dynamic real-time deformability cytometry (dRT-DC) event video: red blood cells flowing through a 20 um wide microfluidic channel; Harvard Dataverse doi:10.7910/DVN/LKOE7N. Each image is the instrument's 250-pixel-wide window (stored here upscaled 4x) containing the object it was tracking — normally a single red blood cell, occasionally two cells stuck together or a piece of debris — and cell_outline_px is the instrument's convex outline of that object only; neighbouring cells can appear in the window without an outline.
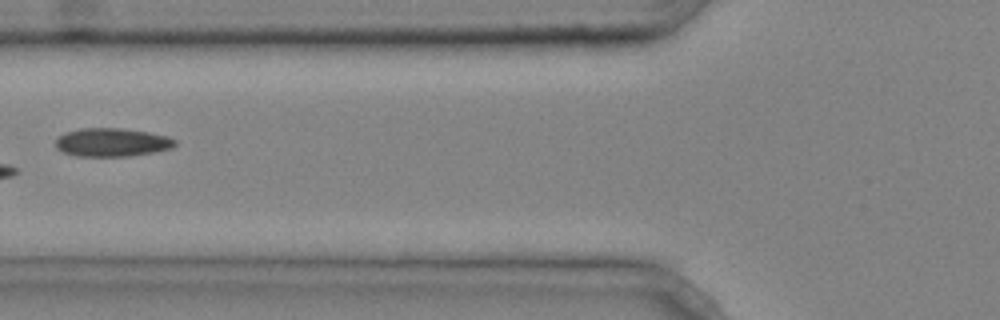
{"species": "common noctule bat (a hibernating species)", "species_latin": "Nyctalus noctula", "temperature_condition": "cold", "stored_images_in_passage": 6, "camera_frame_rate_fps": 3000, "um_per_image_px": 0.085, "animal": {"sex": "male", "body_mass_g": 20.4}, "frame": {"image": 1, "passage_image": 6, "time_ms": 1.667, "image_size_px": [1000, 320], "cell_outline_px": [[176, 144], [172, 148], [152, 152], [128, 156], [76, 156], [64, 152], [56, 148], [56, 136], [64, 132], [80, 128], [124, 128], [148, 132], [168, 136], [176, 140]], "centroid_in_image_um": [9.49, 12.08], "position_along_channel_um": 116.3, "area_um2": 19.88}}